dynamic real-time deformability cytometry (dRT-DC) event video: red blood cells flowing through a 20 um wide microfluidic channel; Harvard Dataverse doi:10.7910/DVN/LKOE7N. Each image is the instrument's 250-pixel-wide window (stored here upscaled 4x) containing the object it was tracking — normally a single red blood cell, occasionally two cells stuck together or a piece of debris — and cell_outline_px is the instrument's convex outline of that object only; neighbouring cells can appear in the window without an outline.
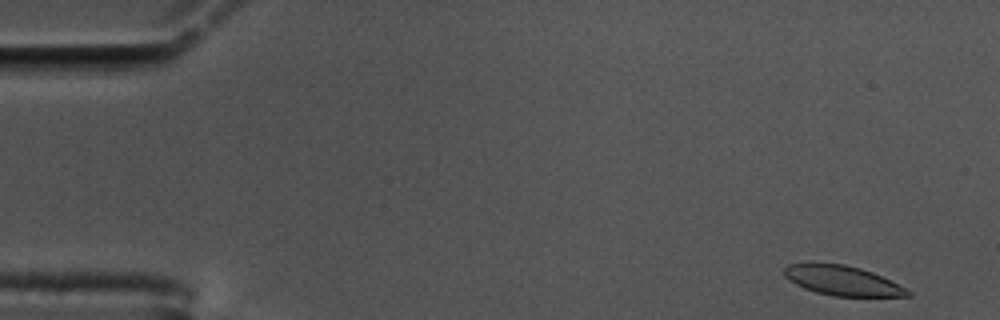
{"species": "common noctule bat (a hibernating species)", "species_latin": "Nyctalus noctula", "temperature_condition": "cold", "stored_images_in_passage": 57, "camera_frame_rate_fps": 3000, "um_per_image_px": 0.085, "animal": {"sex": "male", "body_mass_g": 17.5, "forearm_length_mm": 52.3}, "frame": {"image": 1, "passage_image": 2, "time_ms": 0.333, "image_size_px": [1000, 320], "cell_outline_px": [[912, 296], [832, 296], [816, 292], [804, 288], [788, 280], [784, 276], [784, 268], [788, 264], [844, 264], [860, 268], [872, 272], [912, 292]], "centroid_in_image_um": [71.58, 23.86], "position_along_channel_um": 13.4, "area_um2": 20.92}}
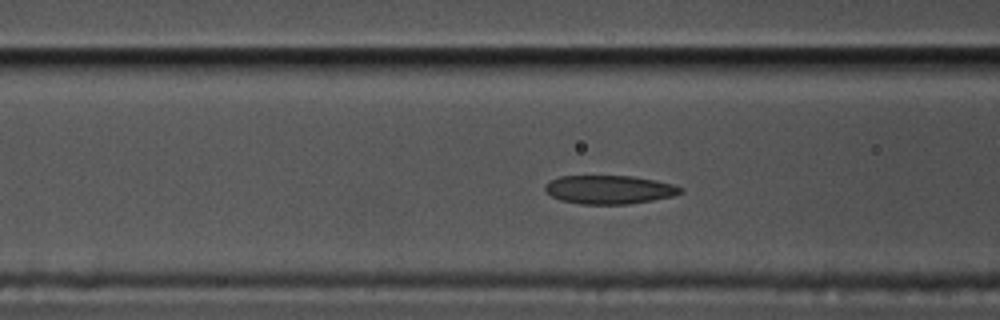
{"frame": {"image": 2, "passage_image": 21, "time_ms": 6.667, "image_size_px": [1000, 320], "cell_outline_px": [[684, 188], [680, 192], [672, 196], [652, 200], [628, 204], [580, 204], [560, 200], [552, 196], [544, 188], [544, 184], [560, 176], [632, 176], [656, 180], [676, 184]], "centroid_in_image_um": [51.8, 16.11], "position_along_channel_um": 114.8, "area_um2": 22.54}}
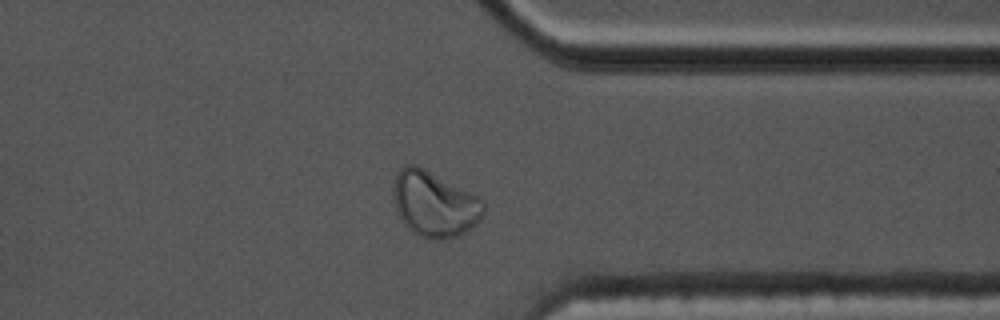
{"frame": {"image": 3, "passage_image": 44, "time_ms": 14.333, "image_size_px": [1000, 320], "cell_outline_px": [[484, 212], [480, 220], [476, 224], [464, 232], [456, 236], [436, 240], [428, 240], [412, 232], [404, 224], [396, 208], [392, 188], [396, 176], [400, 168], [404, 164], [416, 164], [424, 168], [476, 196], [484, 204]], "centroid_in_image_um": [36.89, 17.35], "position_along_channel_um": 374.5, "area_um2": 34.1}, "authors_computed_cell_mechanics": {"area_um2": 23.0622, "velocity_mm_per_s": 3.4367, "shape_relaxation_time_tau1_ms": null, "shape_relaxation_time_tau2_ms": 2.2116, "deformation_change_tau1": null, "deformation_change_tau2": 0.0618}}